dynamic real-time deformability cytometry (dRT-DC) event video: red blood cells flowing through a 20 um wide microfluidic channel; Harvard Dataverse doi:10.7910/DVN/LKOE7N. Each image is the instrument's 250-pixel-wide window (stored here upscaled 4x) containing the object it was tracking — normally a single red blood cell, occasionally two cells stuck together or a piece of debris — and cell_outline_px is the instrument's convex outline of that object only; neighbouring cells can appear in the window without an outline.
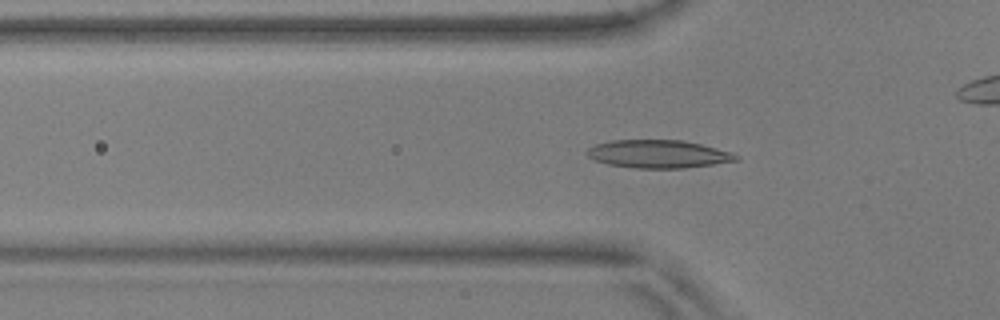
{"species": "common noctule bat (a hibernating species)", "species_latin": "Nyctalus noctula", "temperature_condition": "warm", "stored_images_in_passage": 56, "camera_frame_rate_fps": 3000, "um_per_image_px": 0.085, "animal": {"sex": "male", "body_mass_g": 17.9, "forearm_length_mm": 54.2}, "frame": {"image": 1, "passage_image": 18, "time_ms": 5.667, "image_size_px": [1000, 320], "cell_outline_px": [[740, 160], [684, 168], [632, 168], [608, 164], [596, 160], [588, 156], [588, 148], [596, 144], [612, 140], [680, 140], [700, 144], [732, 152], [740, 156]], "centroid_in_image_um": [55.98, 13.09], "position_along_channel_um": 69.8, "area_um2": 24.16}}
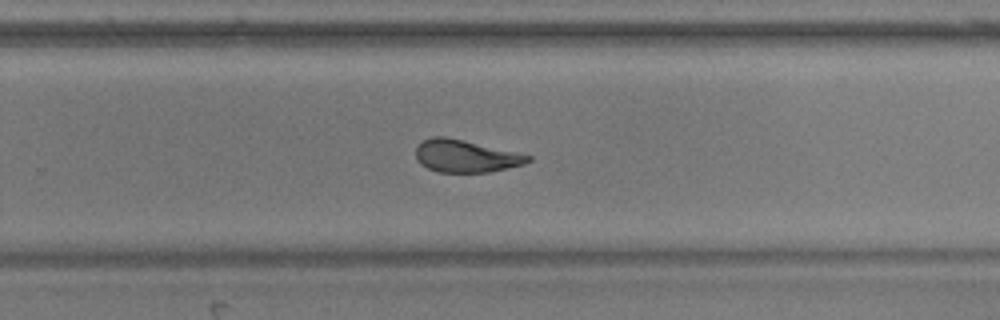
{"frame": {"image": 2, "passage_image": 36, "time_ms": 11.667, "image_size_px": [1000, 320], "cell_outline_px": [[532, 160], [524, 164], [488, 172], [436, 172], [420, 164], [416, 160], [416, 148], [424, 140], [432, 136], [444, 136], [516, 152], [532, 156]], "centroid_in_image_um": [39.56, 13.27], "position_along_channel_um": 290.2, "area_um2": 20.98}}
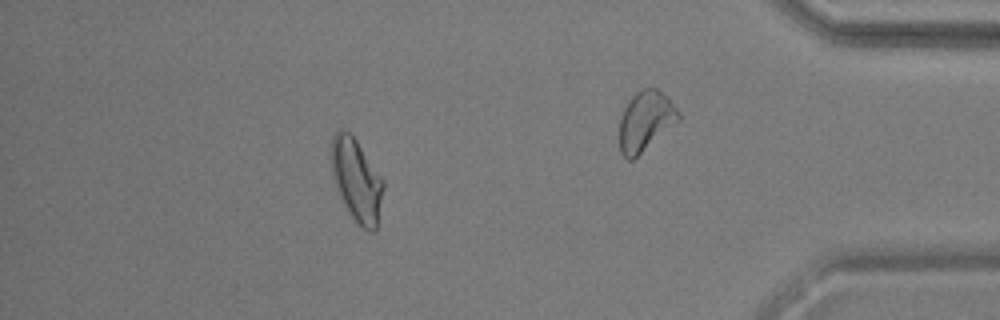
{"frame": {"image": 3, "passage_image": 49, "time_ms": 16.0, "image_size_px": [1000, 320], "cell_outline_px": [[384, 188], [376, 228], [372, 232], [368, 232], [348, 212], [336, 188], [328, 156], [332, 136], [340, 128], [344, 128], [356, 140], [384, 180]], "centroid_in_image_um": [30.27, 15.25], "position_along_channel_um": 404.9, "area_um2": 25.2}, "authors_computed_cell_mechanics": {"area_um2": 22.5131, "velocity_mm_per_s": 3.6715, "shape_relaxation_time_tau1_ms": 7.8864, "shape_relaxation_time_tau2_ms": 1.6172, "deformation_change_tau1": 0.2281, "deformation_change_tau2": 0.0783}}